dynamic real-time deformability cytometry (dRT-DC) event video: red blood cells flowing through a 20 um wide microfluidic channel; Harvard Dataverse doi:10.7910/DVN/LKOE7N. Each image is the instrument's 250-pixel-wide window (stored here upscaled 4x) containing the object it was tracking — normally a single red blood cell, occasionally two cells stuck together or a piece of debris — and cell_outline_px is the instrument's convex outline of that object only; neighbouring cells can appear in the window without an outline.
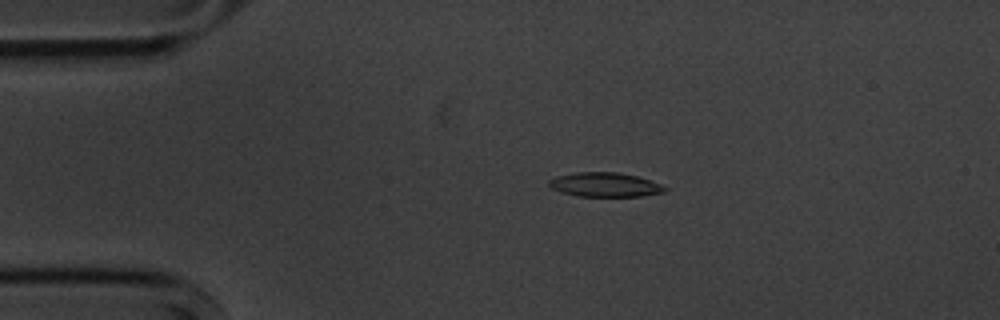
{"species": "common noctule bat (a hibernating species)", "species_latin": "Nyctalus noctula", "temperature_condition": "cold", "stored_images_in_passage": 5, "camera_frame_rate_fps": 3000, "um_per_image_px": 0.085, "animal": {"sex": "male", "body_mass_g": 20.1, "forearm_length_mm": 53.5}, "frame": {"image": 1, "passage_image": 4, "time_ms": 3.333, "image_size_px": [1000, 320], "cell_outline_px": [[668, 188], [664, 192], [640, 196], [576, 196], [552, 188], [548, 184], [548, 180], [556, 176], [576, 172], [616, 172], [636, 176], [660, 184]], "centroid_in_image_um": [51.4, 15.69], "position_along_channel_um": 33.6, "area_um2": 16.18}}